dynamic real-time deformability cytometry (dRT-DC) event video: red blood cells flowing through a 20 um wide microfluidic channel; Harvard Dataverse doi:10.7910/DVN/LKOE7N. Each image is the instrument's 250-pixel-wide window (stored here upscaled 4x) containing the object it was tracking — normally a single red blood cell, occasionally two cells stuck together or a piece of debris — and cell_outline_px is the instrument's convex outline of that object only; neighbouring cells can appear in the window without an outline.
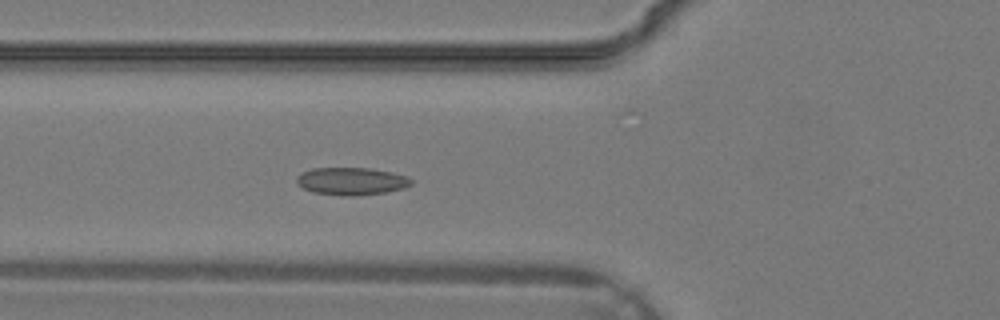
{"species": "common noctule bat (a hibernating species)", "species_latin": "Nyctalus noctula", "temperature_condition": "warm", "stored_images_in_passage": 35, "camera_frame_rate_fps": 3000, "um_per_image_px": 0.085, "animal": {"sex": "male", "body_mass_g": 19.2, "forearm_length_mm": 51.8}, "frame": {"image": 1, "passage_image": 13, "time_ms": 4.0, "image_size_px": [1000, 320], "cell_outline_px": [[412, 184], [404, 188], [388, 192], [356, 196], [340, 196], [312, 192], [296, 184], [296, 176], [300, 172], [312, 168], [368, 168], [392, 172], [408, 176], [412, 180]], "centroid_in_image_um": [29.85, 15.41], "position_along_channel_um": 95.9, "area_um2": 18.73}}
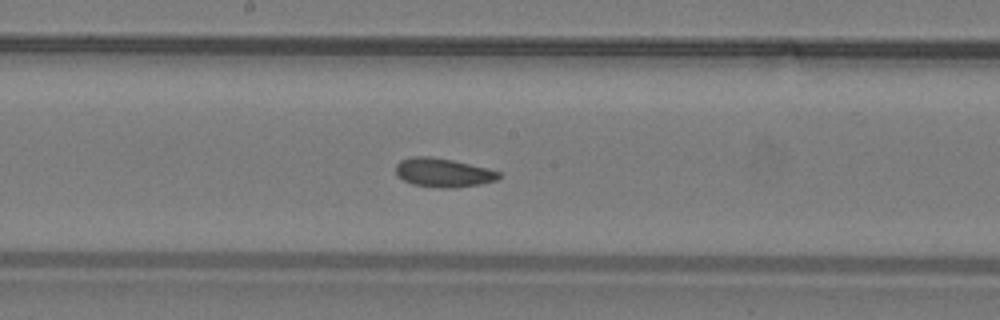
{"frame": {"image": 2, "passage_image": 19, "time_ms": 6.0, "image_size_px": [1000, 320], "cell_outline_px": [[500, 176], [496, 180], [480, 184], [452, 188], [440, 188], [412, 184], [404, 180], [396, 172], [396, 164], [400, 160], [412, 156], [432, 156], [452, 160], [488, 168], [500, 172]], "centroid_in_image_um": [37.66, 14.66], "position_along_channel_um": 210.5, "area_um2": 17.28}}
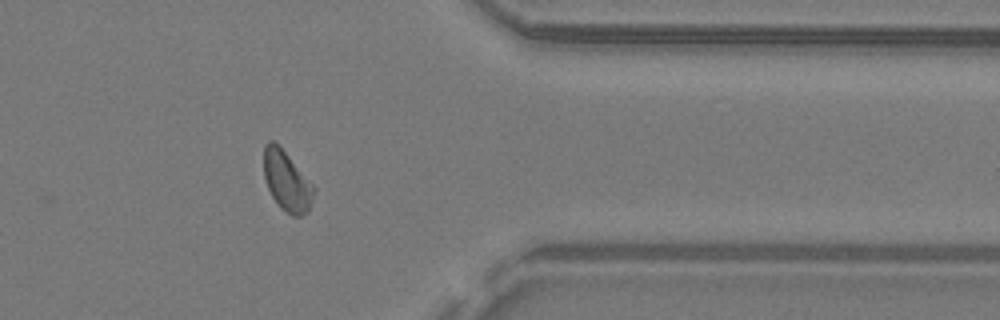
{"frame": {"image": 3, "passage_image": 29, "time_ms": 9.333, "image_size_px": [1000, 320], "cell_outline_px": [[316, 188], [308, 212], [300, 216], [292, 216], [272, 196], [268, 188], [264, 176], [264, 144], [268, 140], [272, 140], [288, 156]], "centroid_in_image_um": [24.38, 15.39], "position_along_channel_um": 387.0, "area_um2": 16.94}}